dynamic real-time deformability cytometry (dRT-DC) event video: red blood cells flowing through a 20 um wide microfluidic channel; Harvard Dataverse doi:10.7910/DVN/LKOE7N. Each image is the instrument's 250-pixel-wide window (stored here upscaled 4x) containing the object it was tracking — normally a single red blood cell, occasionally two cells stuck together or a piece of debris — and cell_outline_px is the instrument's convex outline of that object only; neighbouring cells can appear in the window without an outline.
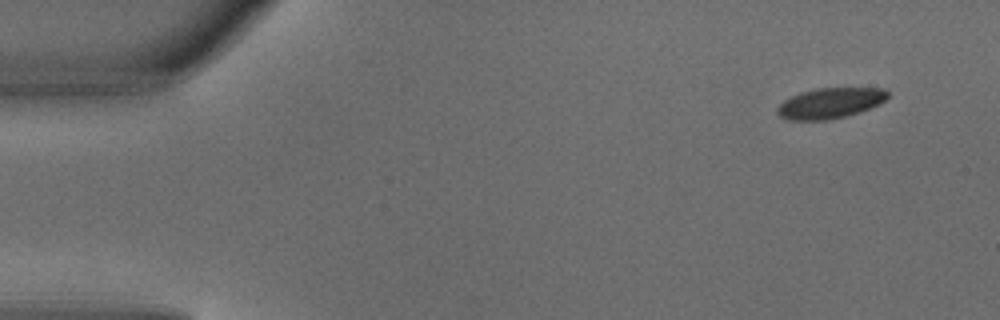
{"species": "common noctule bat (a hibernating species)", "species_latin": "Nyctalus noctula", "temperature_condition": "warm", "stored_images_in_passage": 3, "camera_frame_rate_fps": 3000, "um_per_image_px": 0.085, "animal": {"sex": "male", "body_mass_g": 18.8}, "frame": {"image": 1, "passage_image": 1, "time_ms": 0.0, "image_size_px": [1000, 320], "cell_outline_px": [[888, 96], [880, 104], [860, 112], [828, 120], [784, 120], [776, 112], [776, 108], [784, 100], [800, 92], [816, 88], [884, 88], [888, 92]], "centroid_in_image_um": [70.54, 8.77], "position_along_channel_um": 14.5, "area_um2": 19.71}}